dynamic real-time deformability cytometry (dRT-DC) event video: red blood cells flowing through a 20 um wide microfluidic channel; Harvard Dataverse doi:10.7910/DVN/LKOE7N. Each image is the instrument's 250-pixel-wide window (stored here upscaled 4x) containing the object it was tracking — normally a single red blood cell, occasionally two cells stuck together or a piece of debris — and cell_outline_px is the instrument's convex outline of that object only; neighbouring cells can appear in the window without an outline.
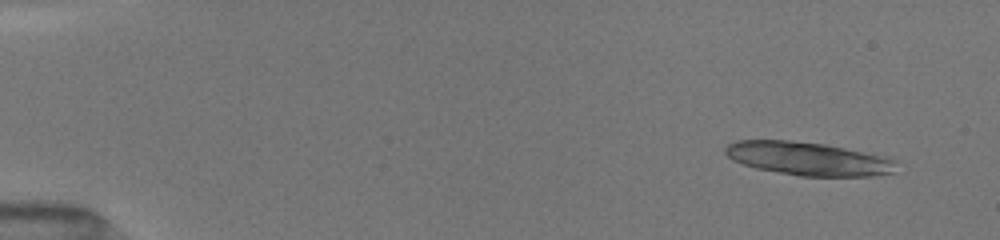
{"species": "common noctule bat (a hibernating species)", "species_latin": "Nyctalus noctula", "temperature_condition": "room temperature", "stored_images_in_passage": 25, "camera_frame_rate_fps": 3000, "um_per_image_px": 0.085, "animal": {"sex": "female", "body_mass_g": 19.5, "forearm_length_mm": 54.1}, "frame": {"image": 1, "passage_image": 4, "time_ms": 1.0, "image_size_px": [1000, 240], "cell_outline_px": [[896, 160], [892, 172], [872, 176], [800, 176], [756, 168], [732, 160], [724, 152], [724, 148], [728, 144], [736, 140], [788, 140], [824, 144], [888, 156]], "centroid_in_image_um": [68.68, 13.48], "position_along_channel_um": 16.3, "area_um2": 33.18}}